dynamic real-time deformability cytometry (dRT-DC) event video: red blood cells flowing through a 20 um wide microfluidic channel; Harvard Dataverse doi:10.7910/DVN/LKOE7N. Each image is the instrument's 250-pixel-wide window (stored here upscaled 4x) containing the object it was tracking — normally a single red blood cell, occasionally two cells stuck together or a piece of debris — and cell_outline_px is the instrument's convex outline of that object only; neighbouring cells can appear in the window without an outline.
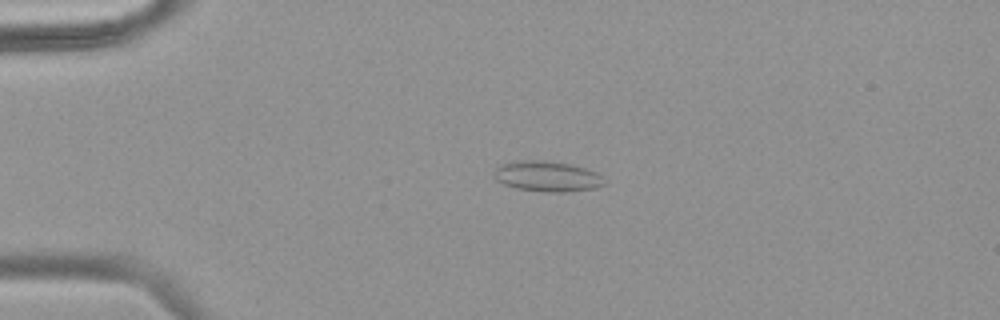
{"species": "common noctule bat (a hibernating species)", "species_latin": "Nyctalus noctula", "temperature_condition": "warm", "stored_images_in_passage": 49, "camera_frame_rate_fps": 3000, "um_per_image_px": 0.085, "animal": {"sex": "female", "body_mass_g": 18.4}, "frame": {"image": 1, "passage_image": 12, "time_ms": 3.667, "image_size_px": [1000, 320], "cell_outline_px": [[604, 184], [596, 188], [564, 192], [548, 192], [516, 188], [504, 184], [496, 180], [496, 168], [500, 164], [520, 160], [544, 160], [572, 164], [596, 172], [600, 176]], "centroid_in_image_um": [46.5, 14.98], "position_along_channel_um": 38.5, "area_um2": 19.36}}
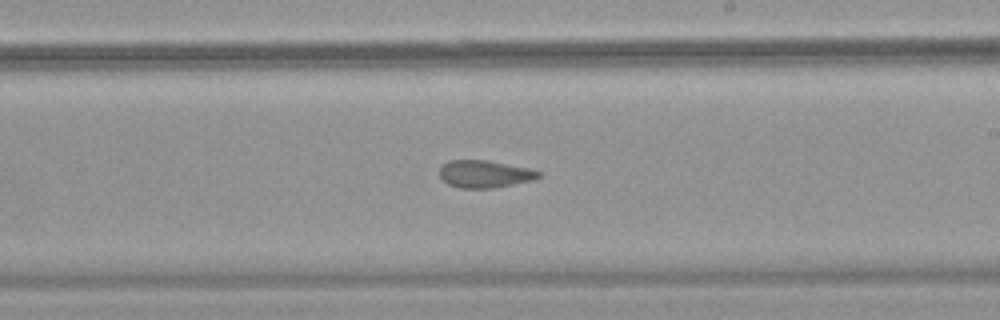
{"frame": {"image": 2, "passage_image": 30, "time_ms": 9.667, "image_size_px": [1000, 320], "cell_outline_px": [[544, 172], [540, 176], [532, 180], [492, 188], [460, 188], [448, 184], [440, 176], [440, 168], [448, 160], [488, 160], [528, 168]], "centroid_in_image_um": [41.21, 14.78], "position_along_channel_um": 247.8, "area_um2": 15.72}}
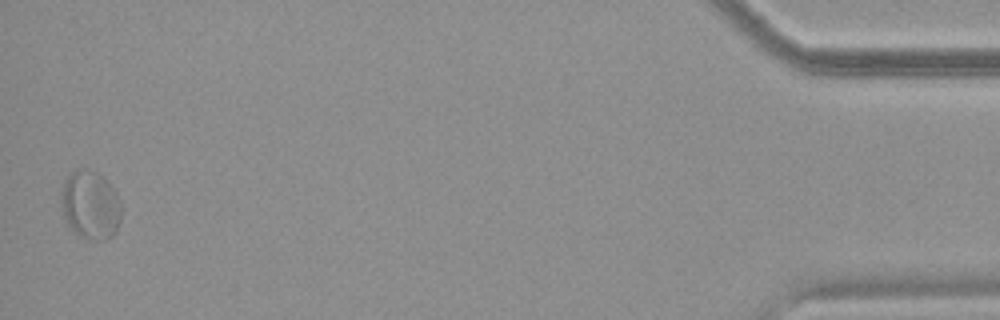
{"frame": {"image": 3, "passage_image": 49, "time_ms": 16.0, "image_size_px": [1000, 320], "cell_outline_px": [[120, 220], [116, 232], [112, 236], [104, 240], [96, 240], [80, 236], [68, 224], [64, 216], [60, 204], [60, 192], [64, 180], [76, 168], [84, 168], [96, 172], [116, 192], [120, 200]], "centroid_in_image_um": [7.66, 17.42], "position_along_channel_um": 427.5, "area_um2": 23.93}}